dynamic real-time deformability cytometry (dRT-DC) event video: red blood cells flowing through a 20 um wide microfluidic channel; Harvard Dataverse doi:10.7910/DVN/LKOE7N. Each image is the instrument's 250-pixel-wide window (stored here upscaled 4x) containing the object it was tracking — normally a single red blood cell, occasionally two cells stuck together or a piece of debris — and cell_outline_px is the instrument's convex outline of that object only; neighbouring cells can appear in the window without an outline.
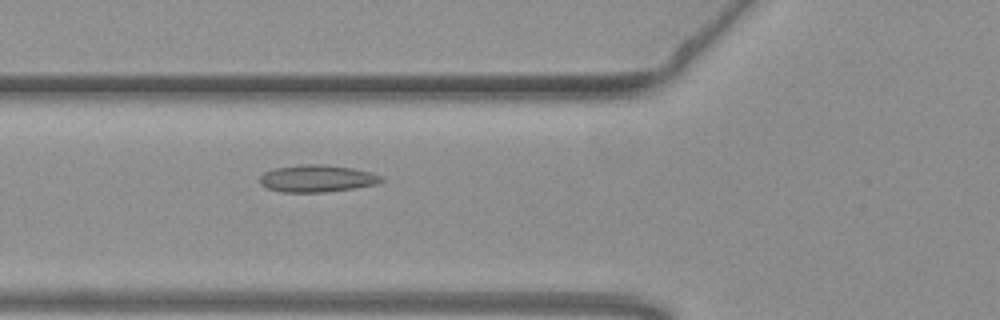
{"species": "common noctule bat (a hibernating species)", "species_latin": "Nyctalus noctula", "temperature_condition": "warm", "stored_images_in_passage": 31, "camera_frame_rate_fps": 3000, "um_per_image_px": 0.085, "animal": {"sex": "female", "body_mass_g": 19.3, "forearm_length_mm": 54.1}, "frame": {"image": 1, "passage_image": 5, "time_ms": 1.333, "image_size_px": [1000, 320], "cell_outline_px": [[384, 180], [376, 184], [352, 188], [324, 192], [280, 192], [268, 188], [260, 184], [260, 176], [264, 172], [272, 168], [304, 164], [320, 164], [352, 168], [368, 172], [380, 176]], "centroid_in_image_um": [26.88, 15.17], "position_along_channel_um": 98.9, "area_um2": 19.02}}
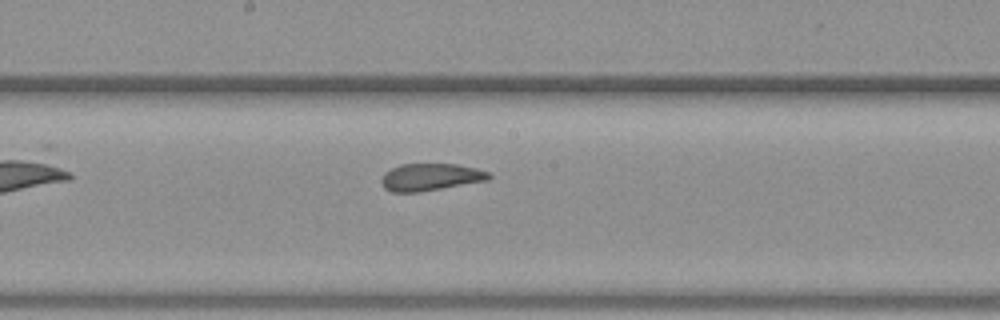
{"frame": {"image": 2, "passage_image": 14, "time_ms": 4.333, "image_size_px": [1000, 320], "cell_outline_px": [[492, 176], [488, 180], [420, 192], [392, 192], [384, 188], [380, 180], [384, 172], [400, 164], [456, 164], [476, 168], [488, 172]], "centroid_in_image_um": [36.57, 15.05], "position_along_channel_um": 211.6, "area_um2": 17.05}}
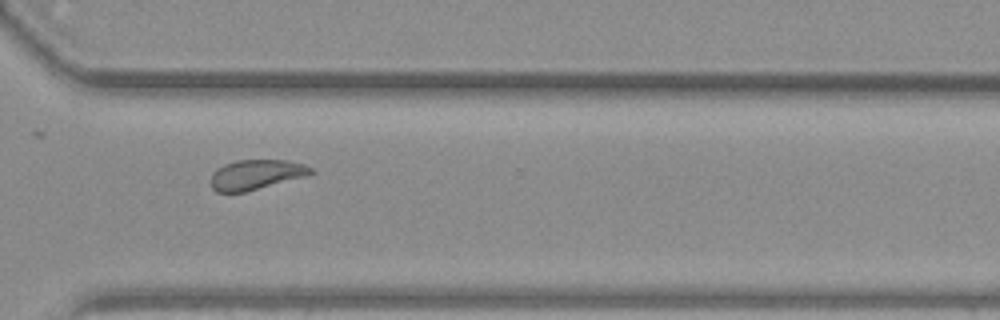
{"frame": {"image": 3, "passage_image": 25, "time_ms": 8.0, "image_size_px": [1000, 320], "cell_outline_px": [[316, 172], [308, 176], [244, 192], [216, 192], [212, 188], [212, 172], [216, 168], [224, 164], [236, 160], [288, 160], [304, 164], [312, 168]], "centroid_in_image_um": [21.8, 14.83], "position_along_channel_um": 348.8, "area_um2": 17.57}, "authors_computed_cell_mechanics": {"area_um2": 17.918, "velocity_mm_per_s": 3.7467, "shape_relaxation_time_tau1_ms": null, "shape_relaxation_time_tau2_ms": 1.2067, "deformation_change_tau1": null, "deformation_change_tau2": 0.0824}}